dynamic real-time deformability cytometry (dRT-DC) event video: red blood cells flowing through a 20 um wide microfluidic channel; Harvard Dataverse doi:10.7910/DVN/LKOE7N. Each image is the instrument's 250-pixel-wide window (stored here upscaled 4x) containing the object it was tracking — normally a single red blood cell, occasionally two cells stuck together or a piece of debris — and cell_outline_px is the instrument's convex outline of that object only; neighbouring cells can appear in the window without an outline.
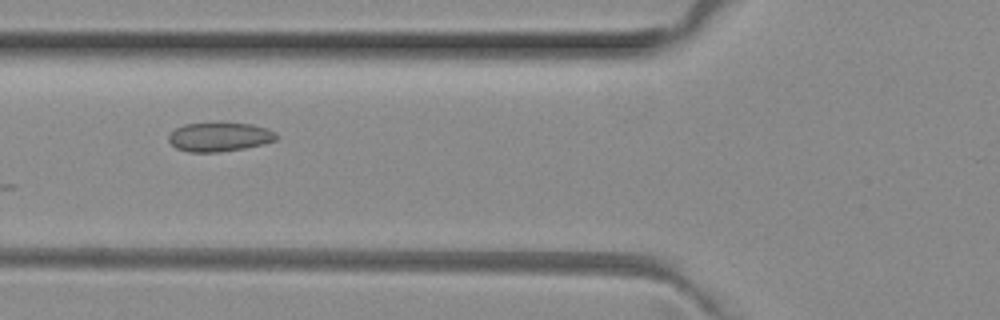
{"species": "common noctule bat (a hibernating species)", "species_latin": "Nyctalus noctula", "temperature_condition": "room temperature", "stored_images_in_passage": 8, "camera_frame_rate_fps": 3000, "um_per_image_px": 0.085, "animal": {"sex": "female", "body_mass_g": 29.2, "forearm_length_mm": 56.3}, "frame": {"image": 1, "passage_image": 4, "time_ms": 1.0, "image_size_px": [1000, 320], "cell_outline_px": [[280, 136], [276, 140], [264, 144], [244, 148], [216, 152], [188, 152], [176, 148], [168, 140], [168, 136], [176, 128], [184, 124], [220, 120], [252, 124], [268, 128], [276, 132]], "centroid_in_image_um": [18.69, 11.59], "position_along_channel_um": 107.1, "area_um2": 19.02}}
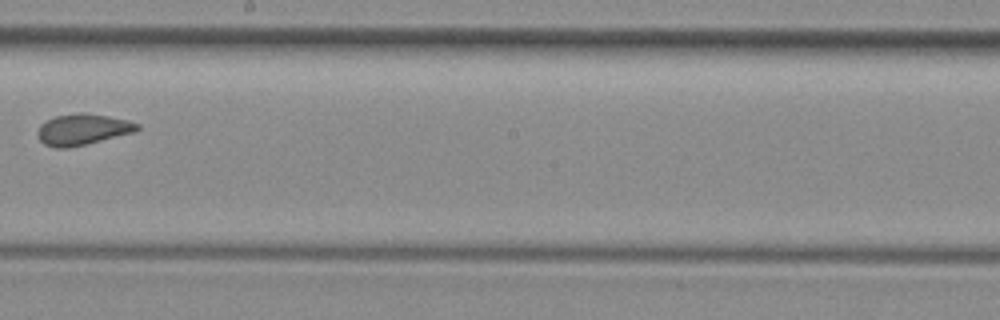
{"frame": {"image": 2, "passage_image": 7, "time_ms": 2.0, "image_size_px": [1000, 320], "cell_outline_px": [[140, 128], [136, 132], [68, 148], [56, 148], [44, 144], [40, 140], [36, 132], [40, 124], [56, 116], [108, 116], [140, 124]], "centroid_in_image_um": [7.01, 11.06], "position_along_channel_um": 241.2, "area_um2": 17.17}}
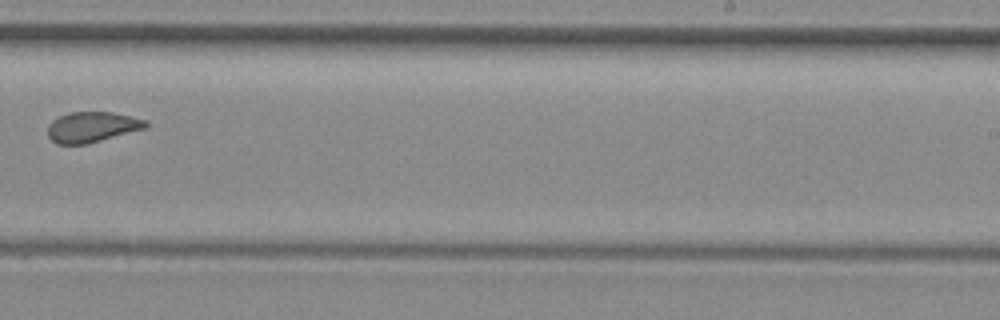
{"frame": {"image": 3, "passage_image": 8, "time_ms": 2.333, "image_size_px": [1000, 320], "cell_outline_px": [[148, 124], [144, 128], [88, 144], [56, 144], [48, 136], [48, 124], [52, 120], [68, 112], [112, 112], [144, 120]], "centroid_in_image_um": [7.75, 10.8], "position_along_channel_um": 281.2, "area_um2": 17.17}}